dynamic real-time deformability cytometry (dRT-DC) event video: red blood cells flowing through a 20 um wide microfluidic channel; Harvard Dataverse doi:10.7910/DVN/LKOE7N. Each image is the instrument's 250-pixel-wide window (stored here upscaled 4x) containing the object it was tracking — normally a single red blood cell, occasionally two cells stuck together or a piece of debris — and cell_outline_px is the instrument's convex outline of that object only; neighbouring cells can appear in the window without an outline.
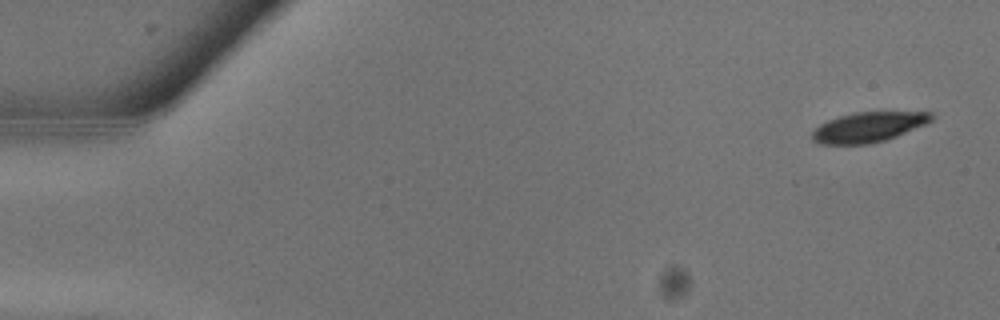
{"species": "common noctule bat (a hibernating species)", "species_latin": "Nyctalus noctula", "temperature_condition": "warm", "stored_images_in_passage": 14, "camera_frame_rate_fps": 3000, "um_per_image_px": 0.085, "animal": {"sex": "male", "body_mass_g": 13.3}, "frame": {"image": 1, "passage_image": 2, "time_ms": 0.333, "image_size_px": [1000, 320], "cell_outline_px": [[932, 120], [924, 124], [896, 136], [884, 140], [868, 144], [820, 144], [812, 140], [812, 132], [820, 124], [828, 120], [840, 116], [856, 112], [932, 112]], "centroid_in_image_um": [73.78, 10.8], "position_along_channel_um": 11.2, "area_um2": 20.52}}
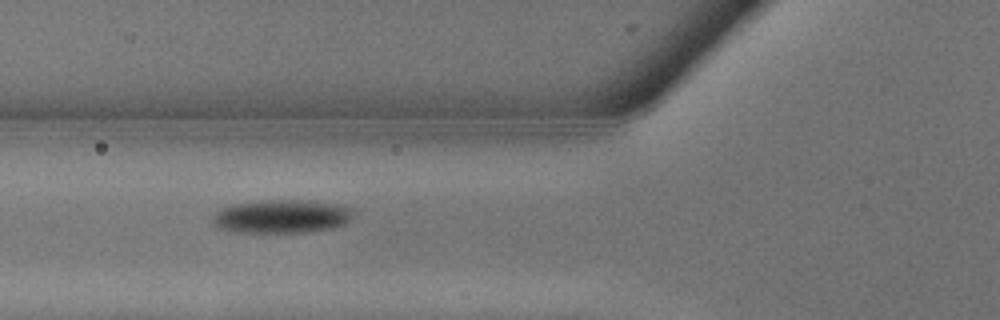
{"frame": {"image": 2, "passage_image": 11, "time_ms": 3.333, "image_size_px": [1000, 320], "cell_outline_px": [[352, 216], [344, 224], [332, 228], [308, 232], [236, 232], [220, 228], [212, 224], [212, 216], [220, 208], [232, 204], [260, 200], [308, 200], [336, 204], [352, 208]], "centroid_in_image_um": [23.9, 18.38], "position_along_channel_um": 101.9, "area_um2": 27.51}}
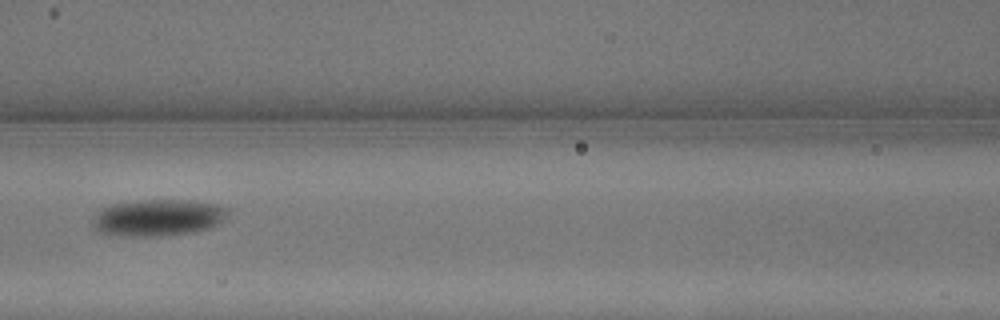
{"frame": {"image": 3, "passage_image": 13, "time_ms": 4.0, "image_size_px": [1000, 320], "cell_outline_px": [[228, 212], [224, 220], [220, 224], [212, 228], [192, 232], [168, 236], [124, 236], [100, 232], [92, 224], [92, 220], [96, 212], [100, 208], [112, 204], [136, 200], [188, 200], [216, 204], [228, 208]], "centroid_in_image_um": [13.44, 18.5], "position_along_channel_um": 153.2, "area_um2": 29.25}}